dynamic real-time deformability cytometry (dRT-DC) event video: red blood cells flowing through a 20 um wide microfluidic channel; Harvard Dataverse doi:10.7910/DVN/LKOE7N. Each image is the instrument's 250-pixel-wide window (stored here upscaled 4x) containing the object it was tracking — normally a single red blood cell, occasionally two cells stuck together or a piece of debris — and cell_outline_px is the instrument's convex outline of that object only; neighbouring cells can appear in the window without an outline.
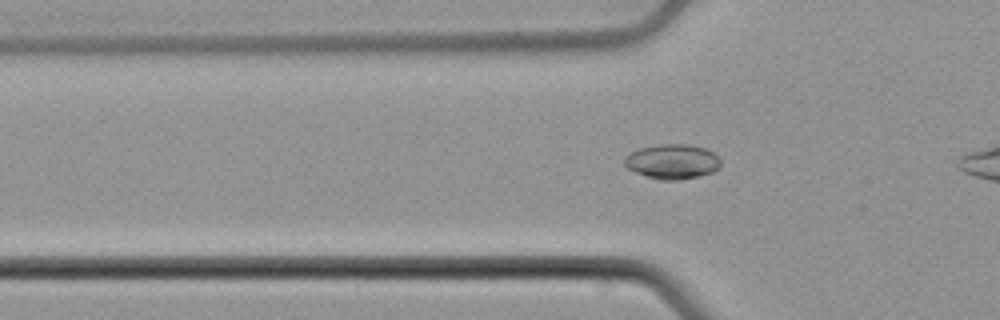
{"species": "common noctule bat (a hibernating species)", "species_latin": "Nyctalus noctula", "temperature_condition": "cold", "stored_images_in_passage": 39, "camera_frame_rate_fps": 3000, "um_per_image_px": 0.085, "animal": {"sex": "male", "body_mass_g": 21.5, "forearm_length_mm": 52.0}, "frame": {"image": 1, "passage_image": 12, "time_ms": 3.667, "image_size_px": [1000, 320], "cell_outline_px": [[720, 168], [712, 172], [680, 180], [660, 180], [636, 172], [628, 168], [624, 164], [624, 156], [640, 148], [660, 144], [688, 144], [704, 148], [712, 152], [720, 160]], "centroid_in_image_um": [57.14, 13.73], "position_along_channel_um": 68.7, "area_um2": 19.31}}
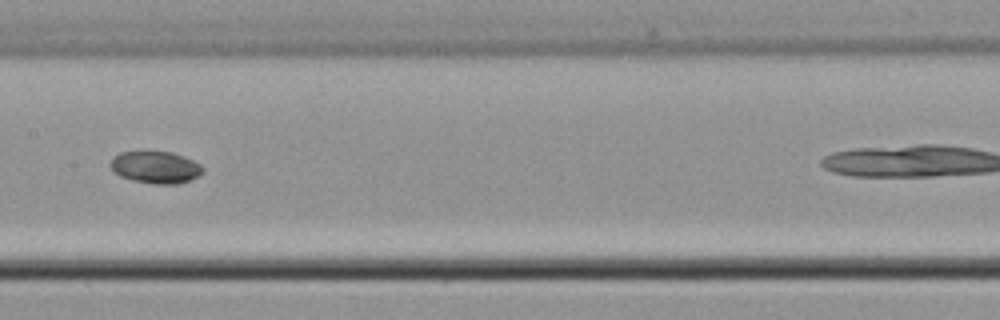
{"frame": {"image": 2, "passage_image": 22, "time_ms": 7.0, "image_size_px": [1000, 320], "cell_outline_px": [[204, 172], [180, 184], [152, 184], [132, 180], [120, 176], [112, 172], [112, 156], [120, 152], [172, 152], [184, 156], [200, 164], [204, 168]], "centroid_in_image_um": [13.22, 14.23], "position_along_channel_um": 194.2, "area_um2": 17.22}}
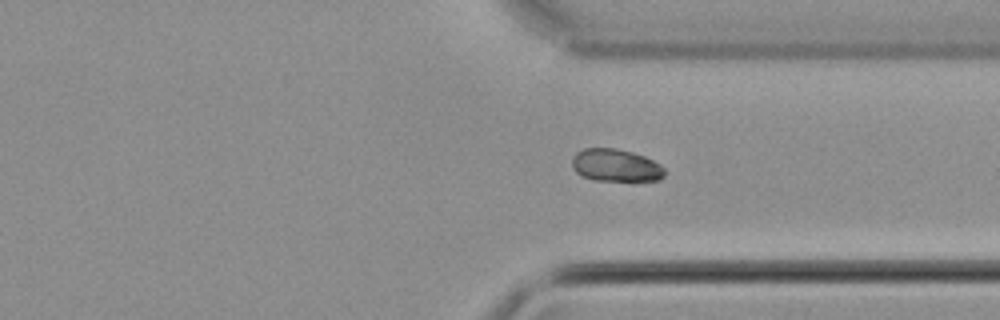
{"frame": {"image": 3, "passage_image": 35, "time_ms": 11.333, "image_size_px": [1000, 320], "cell_outline_px": [[664, 176], [660, 180], [596, 180], [584, 176], [576, 172], [572, 168], [572, 156], [576, 152], [584, 148], [616, 148], [632, 152], [644, 156], [660, 164], [664, 168]], "centroid_in_image_um": [52.32, 14.04], "position_along_channel_um": 359.1, "area_um2": 17.46}}